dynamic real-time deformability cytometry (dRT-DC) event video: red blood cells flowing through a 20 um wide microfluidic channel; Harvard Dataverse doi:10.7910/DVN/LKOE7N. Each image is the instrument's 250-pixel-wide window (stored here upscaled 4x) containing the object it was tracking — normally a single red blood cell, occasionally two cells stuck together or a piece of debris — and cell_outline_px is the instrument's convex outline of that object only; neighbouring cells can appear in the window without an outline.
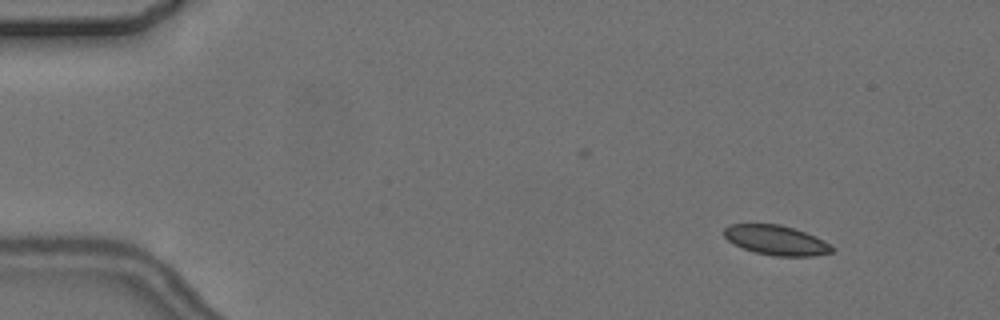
{"species": "common noctule bat (a hibernating species)", "species_latin": "Nyctalus noctula", "temperature_condition": "cold", "stored_images_in_passage": 4, "camera_frame_rate_fps": 3000, "um_per_image_px": 0.085, "animal": {"sex": "female", "body_mass_g": 24.6, "forearm_length_mm": 56.2}, "frame": {"image": 1, "passage_image": 1, "time_ms": 0.0, "image_size_px": [1000, 320], "cell_outline_px": [[836, 248], [832, 252], [812, 256], [772, 256], [756, 252], [744, 248], [728, 240], [724, 236], [724, 228], [728, 224], [780, 224], [816, 236], [824, 240]], "centroid_in_image_um": [66.0, 20.41], "position_along_channel_um": 19.0, "area_um2": 18.61}}